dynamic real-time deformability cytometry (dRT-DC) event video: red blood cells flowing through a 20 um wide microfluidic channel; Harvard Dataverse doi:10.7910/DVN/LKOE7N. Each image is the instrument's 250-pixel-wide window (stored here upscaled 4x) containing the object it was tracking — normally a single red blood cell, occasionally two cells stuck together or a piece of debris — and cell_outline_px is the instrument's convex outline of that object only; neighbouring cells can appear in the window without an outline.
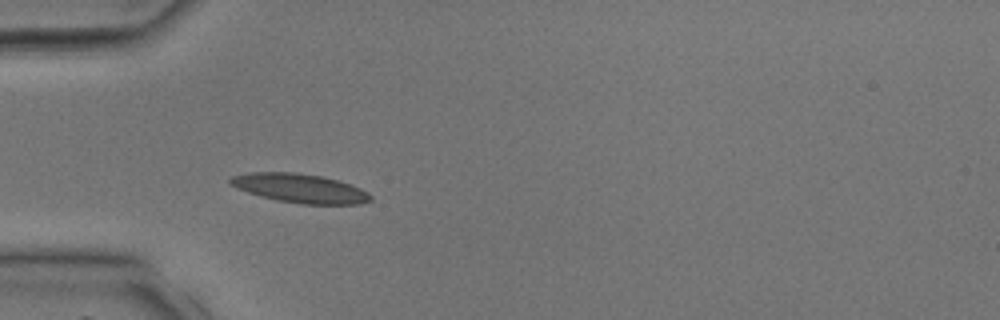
{"species": "common noctule bat (a hibernating species)", "species_latin": "Nyctalus noctula", "temperature_condition": "room temperature", "stored_images_in_passage": 28, "camera_frame_rate_fps": 3000, "um_per_image_px": 0.085, "animal": {"sex": "male", "body_mass_g": 17.9, "forearm_length_mm": 54.2}, "frame": {"image": 1, "passage_image": 5, "time_ms": 1.333, "image_size_px": [1000, 320], "cell_outline_px": [[372, 200], [360, 204], [300, 204], [276, 200], [260, 196], [236, 188], [228, 184], [228, 180], [232, 176], [252, 172], [296, 172], [324, 176], [352, 184], [368, 192], [372, 196]], "centroid_in_image_um": [25.5, 16.0], "position_along_channel_um": 59.5, "area_um2": 23.99}}
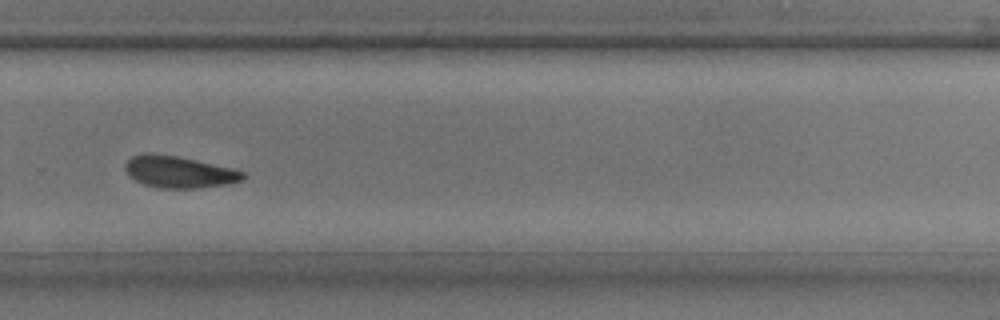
{"frame": {"image": 2, "passage_image": 20, "time_ms": 6.333, "image_size_px": [1000, 320], "cell_outline_px": [[248, 176], [240, 180], [228, 184], [196, 188], [160, 188], [144, 184], [128, 176], [124, 168], [124, 164], [132, 156], [176, 156], [196, 160], [232, 168], [244, 172]], "centroid_in_image_um": [15.26, 14.65], "position_along_channel_um": 314.5, "area_um2": 21.15}}